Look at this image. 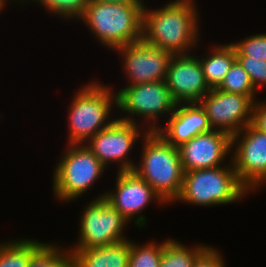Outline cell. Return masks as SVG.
Wrapping results in <instances>:
<instances>
[{
	"label": "cell",
	"mask_w": 266,
	"mask_h": 267,
	"mask_svg": "<svg viewBox=\"0 0 266 267\" xmlns=\"http://www.w3.org/2000/svg\"><path fill=\"white\" fill-rule=\"evenodd\" d=\"M94 2H111V3H144V0H89Z\"/></svg>",
	"instance_id": "obj_29"
},
{
	"label": "cell",
	"mask_w": 266,
	"mask_h": 267,
	"mask_svg": "<svg viewBox=\"0 0 266 267\" xmlns=\"http://www.w3.org/2000/svg\"><path fill=\"white\" fill-rule=\"evenodd\" d=\"M115 191L105 192L104 198L128 221L135 220L138 227L146 225L142 210L150 202L166 204L153 188L134 171L117 172ZM156 200V201H155ZM140 213V214H139ZM136 218V219H135Z\"/></svg>",
	"instance_id": "obj_12"
},
{
	"label": "cell",
	"mask_w": 266,
	"mask_h": 267,
	"mask_svg": "<svg viewBox=\"0 0 266 267\" xmlns=\"http://www.w3.org/2000/svg\"><path fill=\"white\" fill-rule=\"evenodd\" d=\"M6 2L4 0H0V12L1 10L3 11V9L5 8Z\"/></svg>",
	"instance_id": "obj_30"
},
{
	"label": "cell",
	"mask_w": 266,
	"mask_h": 267,
	"mask_svg": "<svg viewBox=\"0 0 266 267\" xmlns=\"http://www.w3.org/2000/svg\"><path fill=\"white\" fill-rule=\"evenodd\" d=\"M165 82L177 104L198 103L211 90L198 56L191 53L172 56Z\"/></svg>",
	"instance_id": "obj_14"
},
{
	"label": "cell",
	"mask_w": 266,
	"mask_h": 267,
	"mask_svg": "<svg viewBox=\"0 0 266 267\" xmlns=\"http://www.w3.org/2000/svg\"><path fill=\"white\" fill-rule=\"evenodd\" d=\"M140 130L138 124L116 118L110 126L91 137L85 145L105 167L111 162H118V172L133 171L136 163L128 155L137 139L143 138L148 132L147 129Z\"/></svg>",
	"instance_id": "obj_10"
},
{
	"label": "cell",
	"mask_w": 266,
	"mask_h": 267,
	"mask_svg": "<svg viewBox=\"0 0 266 267\" xmlns=\"http://www.w3.org/2000/svg\"><path fill=\"white\" fill-rule=\"evenodd\" d=\"M27 267H75V260L69 249L47 242L33 254Z\"/></svg>",
	"instance_id": "obj_21"
},
{
	"label": "cell",
	"mask_w": 266,
	"mask_h": 267,
	"mask_svg": "<svg viewBox=\"0 0 266 267\" xmlns=\"http://www.w3.org/2000/svg\"><path fill=\"white\" fill-rule=\"evenodd\" d=\"M114 51L121 53L123 57L121 63L127 76L126 86L166 80L172 53L148 45L142 40Z\"/></svg>",
	"instance_id": "obj_13"
},
{
	"label": "cell",
	"mask_w": 266,
	"mask_h": 267,
	"mask_svg": "<svg viewBox=\"0 0 266 267\" xmlns=\"http://www.w3.org/2000/svg\"><path fill=\"white\" fill-rule=\"evenodd\" d=\"M205 81L210 89L218 88L236 60L235 48L229 44L215 45L207 56L198 57Z\"/></svg>",
	"instance_id": "obj_18"
},
{
	"label": "cell",
	"mask_w": 266,
	"mask_h": 267,
	"mask_svg": "<svg viewBox=\"0 0 266 267\" xmlns=\"http://www.w3.org/2000/svg\"><path fill=\"white\" fill-rule=\"evenodd\" d=\"M104 195L86 204L80 217L78 242L70 249L111 245L127 239L123 232L129 221L108 203Z\"/></svg>",
	"instance_id": "obj_8"
},
{
	"label": "cell",
	"mask_w": 266,
	"mask_h": 267,
	"mask_svg": "<svg viewBox=\"0 0 266 267\" xmlns=\"http://www.w3.org/2000/svg\"><path fill=\"white\" fill-rule=\"evenodd\" d=\"M44 244L38 240L17 239L0 244V267H27L33 254Z\"/></svg>",
	"instance_id": "obj_19"
},
{
	"label": "cell",
	"mask_w": 266,
	"mask_h": 267,
	"mask_svg": "<svg viewBox=\"0 0 266 267\" xmlns=\"http://www.w3.org/2000/svg\"><path fill=\"white\" fill-rule=\"evenodd\" d=\"M141 161L133 171L169 204L179 196L184 172L178 147L168 143L160 134L148 131L142 138Z\"/></svg>",
	"instance_id": "obj_2"
},
{
	"label": "cell",
	"mask_w": 266,
	"mask_h": 267,
	"mask_svg": "<svg viewBox=\"0 0 266 267\" xmlns=\"http://www.w3.org/2000/svg\"><path fill=\"white\" fill-rule=\"evenodd\" d=\"M131 240L88 249H69L75 267H128Z\"/></svg>",
	"instance_id": "obj_17"
},
{
	"label": "cell",
	"mask_w": 266,
	"mask_h": 267,
	"mask_svg": "<svg viewBox=\"0 0 266 267\" xmlns=\"http://www.w3.org/2000/svg\"><path fill=\"white\" fill-rule=\"evenodd\" d=\"M195 4L193 0H174L153 10L144 5L142 41L173 55L190 54L200 36Z\"/></svg>",
	"instance_id": "obj_1"
},
{
	"label": "cell",
	"mask_w": 266,
	"mask_h": 267,
	"mask_svg": "<svg viewBox=\"0 0 266 267\" xmlns=\"http://www.w3.org/2000/svg\"><path fill=\"white\" fill-rule=\"evenodd\" d=\"M236 60L247 71L256 90L266 86V61L251 56H236Z\"/></svg>",
	"instance_id": "obj_26"
},
{
	"label": "cell",
	"mask_w": 266,
	"mask_h": 267,
	"mask_svg": "<svg viewBox=\"0 0 266 267\" xmlns=\"http://www.w3.org/2000/svg\"><path fill=\"white\" fill-rule=\"evenodd\" d=\"M91 82L80 87L69 106L67 144H85L116 120L109 117L112 107L117 106L116 92L109 85Z\"/></svg>",
	"instance_id": "obj_4"
},
{
	"label": "cell",
	"mask_w": 266,
	"mask_h": 267,
	"mask_svg": "<svg viewBox=\"0 0 266 267\" xmlns=\"http://www.w3.org/2000/svg\"><path fill=\"white\" fill-rule=\"evenodd\" d=\"M208 247L205 244H195L190 248L174 239H165L160 267H193L196 259Z\"/></svg>",
	"instance_id": "obj_20"
},
{
	"label": "cell",
	"mask_w": 266,
	"mask_h": 267,
	"mask_svg": "<svg viewBox=\"0 0 266 267\" xmlns=\"http://www.w3.org/2000/svg\"><path fill=\"white\" fill-rule=\"evenodd\" d=\"M6 3H7V0H4ZM14 1H18V4L19 2L23 3V0H14Z\"/></svg>",
	"instance_id": "obj_31"
},
{
	"label": "cell",
	"mask_w": 266,
	"mask_h": 267,
	"mask_svg": "<svg viewBox=\"0 0 266 267\" xmlns=\"http://www.w3.org/2000/svg\"><path fill=\"white\" fill-rule=\"evenodd\" d=\"M166 125L156 132L175 147L201 133L212 130L206 112L199 103H180L169 116Z\"/></svg>",
	"instance_id": "obj_16"
},
{
	"label": "cell",
	"mask_w": 266,
	"mask_h": 267,
	"mask_svg": "<svg viewBox=\"0 0 266 267\" xmlns=\"http://www.w3.org/2000/svg\"><path fill=\"white\" fill-rule=\"evenodd\" d=\"M136 243L131 240L128 267H160L163 241L162 243L151 241L145 245Z\"/></svg>",
	"instance_id": "obj_23"
},
{
	"label": "cell",
	"mask_w": 266,
	"mask_h": 267,
	"mask_svg": "<svg viewBox=\"0 0 266 267\" xmlns=\"http://www.w3.org/2000/svg\"><path fill=\"white\" fill-rule=\"evenodd\" d=\"M144 3L90 1L82 18L97 41L116 50L142 40Z\"/></svg>",
	"instance_id": "obj_3"
},
{
	"label": "cell",
	"mask_w": 266,
	"mask_h": 267,
	"mask_svg": "<svg viewBox=\"0 0 266 267\" xmlns=\"http://www.w3.org/2000/svg\"><path fill=\"white\" fill-rule=\"evenodd\" d=\"M178 150L184 173L223 166L226 165V156L231 154V136L220 130H211L181 144Z\"/></svg>",
	"instance_id": "obj_15"
},
{
	"label": "cell",
	"mask_w": 266,
	"mask_h": 267,
	"mask_svg": "<svg viewBox=\"0 0 266 267\" xmlns=\"http://www.w3.org/2000/svg\"><path fill=\"white\" fill-rule=\"evenodd\" d=\"M251 125L262 133H266V101H258L253 104Z\"/></svg>",
	"instance_id": "obj_28"
},
{
	"label": "cell",
	"mask_w": 266,
	"mask_h": 267,
	"mask_svg": "<svg viewBox=\"0 0 266 267\" xmlns=\"http://www.w3.org/2000/svg\"><path fill=\"white\" fill-rule=\"evenodd\" d=\"M193 267H226L220 251L210 245L194 262Z\"/></svg>",
	"instance_id": "obj_27"
},
{
	"label": "cell",
	"mask_w": 266,
	"mask_h": 267,
	"mask_svg": "<svg viewBox=\"0 0 266 267\" xmlns=\"http://www.w3.org/2000/svg\"><path fill=\"white\" fill-rule=\"evenodd\" d=\"M116 96V109L118 108L128 115L118 119L136 123L135 116L136 118L141 117L150 123L149 126H145L150 132H155L160 128L157 125L158 117L171 115L177 105L165 81L125 86L118 90Z\"/></svg>",
	"instance_id": "obj_7"
},
{
	"label": "cell",
	"mask_w": 266,
	"mask_h": 267,
	"mask_svg": "<svg viewBox=\"0 0 266 267\" xmlns=\"http://www.w3.org/2000/svg\"><path fill=\"white\" fill-rule=\"evenodd\" d=\"M217 89L225 92L247 95L254 102L256 101L257 90L254 88L249 74L237 60L233 62Z\"/></svg>",
	"instance_id": "obj_22"
},
{
	"label": "cell",
	"mask_w": 266,
	"mask_h": 267,
	"mask_svg": "<svg viewBox=\"0 0 266 267\" xmlns=\"http://www.w3.org/2000/svg\"><path fill=\"white\" fill-rule=\"evenodd\" d=\"M230 163L184 173L182 188L175 202L198 206L232 204L245 198L249 191L239 182Z\"/></svg>",
	"instance_id": "obj_5"
},
{
	"label": "cell",
	"mask_w": 266,
	"mask_h": 267,
	"mask_svg": "<svg viewBox=\"0 0 266 267\" xmlns=\"http://www.w3.org/2000/svg\"><path fill=\"white\" fill-rule=\"evenodd\" d=\"M59 160L54 168L52 190L61 202L81 198L106 169L85 144H68Z\"/></svg>",
	"instance_id": "obj_6"
},
{
	"label": "cell",
	"mask_w": 266,
	"mask_h": 267,
	"mask_svg": "<svg viewBox=\"0 0 266 267\" xmlns=\"http://www.w3.org/2000/svg\"><path fill=\"white\" fill-rule=\"evenodd\" d=\"M236 56H251V58L266 61V33L254 34L235 43Z\"/></svg>",
	"instance_id": "obj_25"
},
{
	"label": "cell",
	"mask_w": 266,
	"mask_h": 267,
	"mask_svg": "<svg viewBox=\"0 0 266 267\" xmlns=\"http://www.w3.org/2000/svg\"><path fill=\"white\" fill-rule=\"evenodd\" d=\"M212 130L231 137L251 124L254 101L247 95L211 89L199 102Z\"/></svg>",
	"instance_id": "obj_11"
},
{
	"label": "cell",
	"mask_w": 266,
	"mask_h": 267,
	"mask_svg": "<svg viewBox=\"0 0 266 267\" xmlns=\"http://www.w3.org/2000/svg\"><path fill=\"white\" fill-rule=\"evenodd\" d=\"M30 0H23L29 2ZM39 3L57 17L80 20L89 5V0H31Z\"/></svg>",
	"instance_id": "obj_24"
},
{
	"label": "cell",
	"mask_w": 266,
	"mask_h": 267,
	"mask_svg": "<svg viewBox=\"0 0 266 267\" xmlns=\"http://www.w3.org/2000/svg\"><path fill=\"white\" fill-rule=\"evenodd\" d=\"M231 153L239 182L249 192L259 190L266 183V133L247 125L231 137Z\"/></svg>",
	"instance_id": "obj_9"
}]
</instances>
